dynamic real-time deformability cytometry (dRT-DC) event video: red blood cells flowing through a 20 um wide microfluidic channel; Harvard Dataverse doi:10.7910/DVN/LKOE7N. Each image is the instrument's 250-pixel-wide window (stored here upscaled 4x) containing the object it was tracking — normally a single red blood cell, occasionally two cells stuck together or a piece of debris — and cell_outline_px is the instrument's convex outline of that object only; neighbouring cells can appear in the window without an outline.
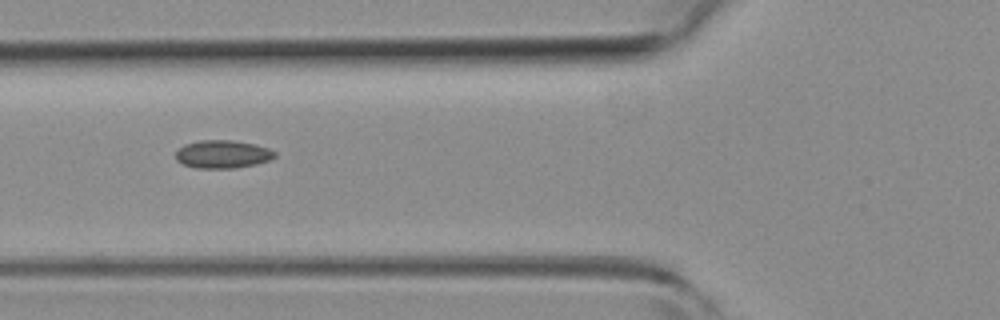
{"species": "common noctule bat (a hibernating species)", "species_latin": "Nyctalus noctula", "temperature_condition": "room temperature", "stored_images_in_passage": 6, "camera_frame_rate_fps": 3000, "um_per_image_px": 0.085, "animal": {"sex": "female", "body_mass_g": 19.3, "forearm_length_mm": 54.1}, "frame": {"image": 1, "passage_image": 6, "time_ms": 1.667, "image_size_px": [1000, 320], "cell_outline_px": [[276, 156], [268, 160], [256, 164], [236, 168], [196, 168], [184, 164], [176, 160], [176, 152], [184, 144], [200, 140], [232, 140], [256, 144], [268, 148], [276, 152]], "centroid_in_image_um": [18.93, 13.1], "position_along_channel_um": 106.9, "area_um2": 16.18}}